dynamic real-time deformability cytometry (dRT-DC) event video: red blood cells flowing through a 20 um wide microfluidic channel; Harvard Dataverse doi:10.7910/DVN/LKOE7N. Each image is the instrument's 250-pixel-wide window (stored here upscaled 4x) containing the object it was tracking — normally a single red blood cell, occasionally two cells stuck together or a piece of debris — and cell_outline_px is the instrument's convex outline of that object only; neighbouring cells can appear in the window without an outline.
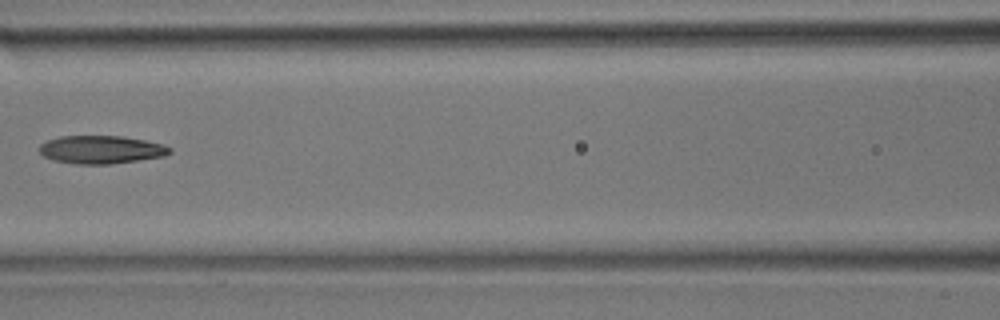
{"species": "common noctule bat (a hibernating species)", "species_latin": "Nyctalus noctula", "temperature_condition": "room temperature", "stored_images_in_passage": 38, "camera_frame_rate_fps": 3000, "um_per_image_px": 0.085, "animal": {"sex": "male", "body_mass_g": 17.9}, "frame": {"image": 1, "passage_image": 17, "time_ms": 5.333, "image_size_px": [1000, 320], "cell_outline_px": [[172, 152], [164, 156], [108, 164], [76, 164], [56, 160], [44, 156], [40, 152], [40, 144], [48, 140], [60, 136], [120, 136], [144, 140], [160, 144], [172, 148]], "centroid_in_image_um": [8.59, 12.71], "position_along_channel_um": 158.0, "area_um2": 20.98}}
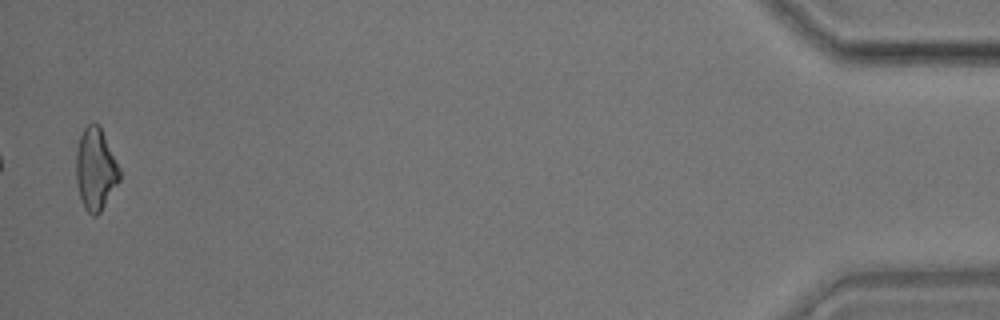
{"frame": {"image": 2, "passage_image": 38, "time_ms": 12.333, "image_size_px": [1000, 320], "cell_outline_px": [[120, 180], [100, 212], [96, 216], [92, 216], [84, 208], [80, 200], [76, 184], [76, 152], [80, 136], [84, 128], [88, 124], [96, 124], [100, 128], [120, 168]], "centroid_in_image_um": [8.1, 14.43], "position_along_channel_um": 427.1, "area_um2": 20.63}}